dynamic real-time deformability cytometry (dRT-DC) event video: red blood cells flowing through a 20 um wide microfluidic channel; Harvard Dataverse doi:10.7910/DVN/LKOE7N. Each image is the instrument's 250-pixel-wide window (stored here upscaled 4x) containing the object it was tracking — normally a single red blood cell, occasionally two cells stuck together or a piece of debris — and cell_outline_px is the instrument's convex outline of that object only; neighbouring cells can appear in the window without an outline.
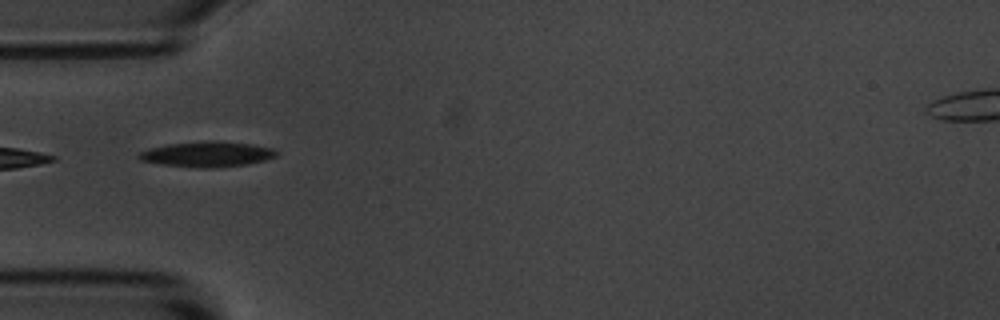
{"species": "common noctule bat (a hibernating species)", "species_latin": "Nyctalus noctula", "temperature_condition": "room temperature", "stored_images_in_passage": 15, "camera_frame_rate_fps": 3000, "um_per_image_px": 0.085, "animal": {"sex": "male", "body_mass_g": 20.1, "forearm_length_mm": 53.5}, "frame": {"image": 1, "passage_image": 1, "time_ms": 0.0, "image_size_px": [1000, 320], "cell_outline_px": [[276, 156], [264, 160], [248, 164], [212, 168], [200, 168], [160, 164], [140, 160], [136, 156], [140, 152], [148, 148], [168, 144], [208, 140], [212, 140], [252, 144], [272, 148], [276, 152]], "centroid_in_image_um": [17.57, 13.1], "position_along_channel_um": 67.4, "area_um2": 20.35}}